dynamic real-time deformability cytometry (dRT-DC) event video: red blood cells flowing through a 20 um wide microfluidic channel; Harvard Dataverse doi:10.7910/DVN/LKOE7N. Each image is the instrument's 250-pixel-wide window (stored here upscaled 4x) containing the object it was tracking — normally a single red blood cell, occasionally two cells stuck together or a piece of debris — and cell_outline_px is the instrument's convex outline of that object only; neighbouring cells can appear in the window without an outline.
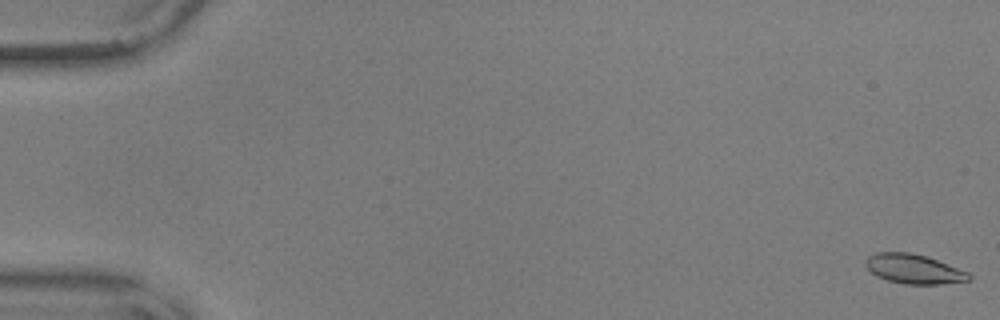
{"species": "common noctule bat (a hibernating species)", "species_latin": "Nyctalus noctula", "temperature_condition": "warm", "stored_images_in_passage": 56, "camera_frame_rate_fps": 3000, "um_per_image_px": 0.085, "animal": {"sex": "male", "body_mass_g": 17.9, "forearm_length_mm": 54.2}, "frame": {"image": 1, "passage_image": 1, "time_ms": 0.0, "image_size_px": [1000, 320], "cell_outline_px": [[972, 280], [940, 284], [904, 284], [888, 280], [876, 276], [864, 264], [864, 260], [868, 256], [876, 252], [908, 252], [928, 256], [968, 272], [972, 276]], "centroid_in_image_um": [77.67, 22.85], "position_along_channel_um": 7.3, "area_um2": 17.86}}
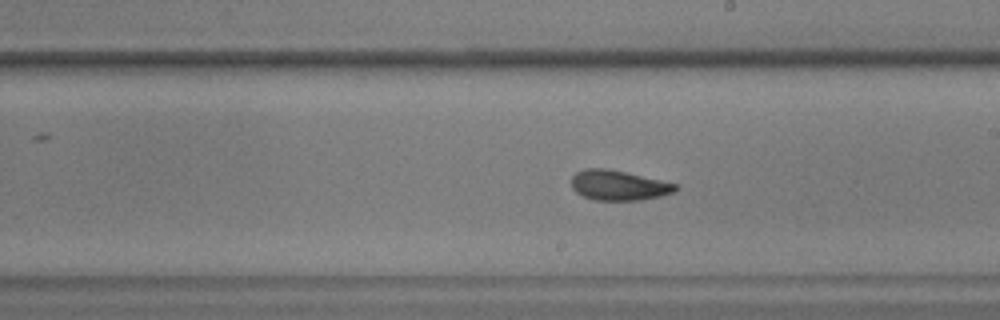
{"frame": {"image": 2, "passage_image": 33, "time_ms": 10.667, "image_size_px": [1000, 320], "cell_outline_px": [[680, 188], [676, 192], [660, 196], [640, 200], [596, 200], [584, 196], [576, 192], [572, 188], [572, 176], [576, 172], [584, 168], [608, 168], [660, 180], [676, 184]], "centroid_in_image_um": [52.59, 15.75], "position_along_channel_um": 236.4, "area_um2": 18.21}}
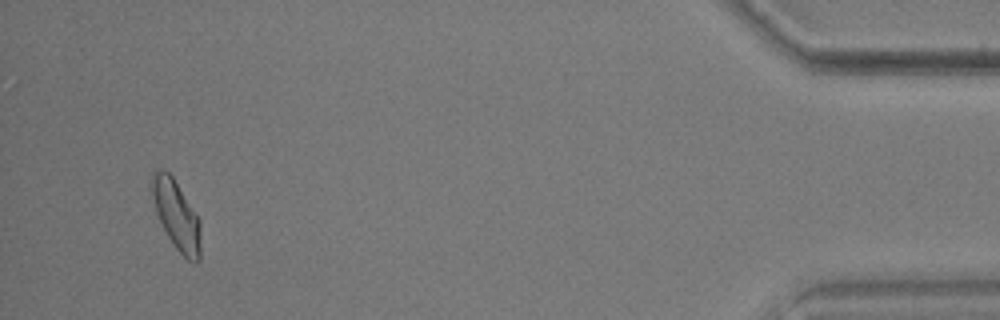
{"frame": {"image": 3, "passage_image": 54, "time_ms": 17.667, "image_size_px": [1000, 320], "cell_outline_px": [[200, 260], [196, 264], [188, 260], [176, 248], [168, 236], [156, 212], [152, 196], [152, 172], [156, 168], [164, 168], [172, 176], [200, 220]], "centroid_in_image_um": [15.0, 18.27], "position_along_channel_um": 420.2, "area_um2": 19.42}, "authors_computed_cell_mechanics": {"area_um2": 18.4671, "velocity_mm_per_s": 3.6208, "shape_relaxation_time_tau1_ms": 7.0989, "shape_relaxation_time_tau2_ms": 1.9489, "deformation_change_tau1": 0.1649, "deformation_change_tau2": 0.0891}}